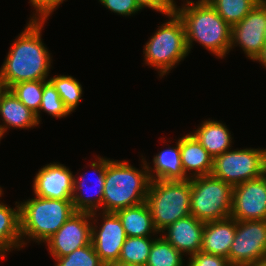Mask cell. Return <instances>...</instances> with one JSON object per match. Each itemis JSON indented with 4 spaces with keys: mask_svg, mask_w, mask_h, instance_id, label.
Masks as SVG:
<instances>
[{
    "mask_svg": "<svg viewBox=\"0 0 266 266\" xmlns=\"http://www.w3.org/2000/svg\"><path fill=\"white\" fill-rule=\"evenodd\" d=\"M44 22L29 20L12 43L0 68L7 89L22 81L49 80L53 60L41 38Z\"/></svg>",
    "mask_w": 266,
    "mask_h": 266,
    "instance_id": "cell-1",
    "label": "cell"
},
{
    "mask_svg": "<svg viewBox=\"0 0 266 266\" xmlns=\"http://www.w3.org/2000/svg\"><path fill=\"white\" fill-rule=\"evenodd\" d=\"M175 13L184 24L189 53L195 41L218 59L227 56L232 27L207 0H186L181 6H176Z\"/></svg>",
    "mask_w": 266,
    "mask_h": 266,
    "instance_id": "cell-2",
    "label": "cell"
},
{
    "mask_svg": "<svg viewBox=\"0 0 266 266\" xmlns=\"http://www.w3.org/2000/svg\"><path fill=\"white\" fill-rule=\"evenodd\" d=\"M142 170L128 161L111 159L106 165L102 212H116L146 201L151 178L142 156Z\"/></svg>",
    "mask_w": 266,
    "mask_h": 266,
    "instance_id": "cell-3",
    "label": "cell"
},
{
    "mask_svg": "<svg viewBox=\"0 0 266 266\" xmlns=\"http://www.w3.org/2000/svg\"><path fill=\"white\" fill-rule=\"evenodd\" d=\"M19 205L22 248L31 240L38 244L45 242L76 213L72 200L35 196Z\"/></svg>",
    "mask_w": 266,
    "mask_h": 266,
    "instance_id": "cell-4",
    "label": "cell"
},
{
    "mask_svg": "<svg viewBox=\"0 0 266 266\" xmlns=\"http://www.w3.org/2000/svg\"><path fill=\"white\" fill-rule=\"evenodd\" d=\"M167 18L169 20L157 28L143 49L144 64L157 69L159 77L170 73L189 54L182 20L176 13Z\"/></svg>",
    "mask_w": 266,
    "mask_h": 266,
    "instance_id": "cell-5",
    "label": "cell"
},
{
    "mask_svg": "<svg viewBox=\"0 0 266 266\" xmlns=\"http://www.w3.org/2000/svg\"><path fill=\"white\" fill-rule=\"evenodd\" d=\"M190 201L191 179L151 180L146 203L159 234L175 221L191 215Z\"/></svg>",
    "mask_w": 266,
    "mask_h": 266,
    "instance_id": "cell-6",
    "label": "cell"
},
{
    "mask_svg": "<svg viewBox=\"0 0 266 266\" xmlns=\"http://www.w3.org/2000/svg\"><path fill=\"white\" fill-rule=\"evenodd\" d=\"M233 187L212 174L191 178V215L204 223L230 217Z\"/></svg>",
    "mask_w": 266,
    "mask_h": 266,
    "instance_id": "cell-7",
    "label": "cell"
},
{
    "mask_svg": "<svg viewBox=\"0 0 266 266\" xmlns=\"http://www.w3.org/2000/svg\"><path fill=\"white\" fill-rule=\"evenodd\" d=\"M265 157L266 148L229 149L214 158L211 174L234 187L262 176Z\"/></svg>",
    "mask_w": 266,
    "mask_h": 266,
    "instance_id": "cell-8",
    "label": "cell"
},
{
    "mask_svg": "<svg viewBox=\"0 0 266 266\" xmlns=\"http://www.w3.org/2000/svg\"><path fill=\"white\" fill-rule=\"evenodd\" d=\"M228 261L247 266L266 260V220L237 221Z\"/></svg>",
    "mask_w": 266,
    "mask_h": 266,
    "instance_id": "cell-9",
    "label": "cell"
},
{
    "mask_svg": "<svg viewBox=\"0 0 266 266\" xmlns=\"http://www.w3.org/2000/svg\"><path fill=\"white\" fill-rule=\"evenodd\" d=\"M99 216L103 218V222L98 227L97 221L99 220L97 217ZM91 218L93 220L91 243L99 259L104 265L118 261L122 246L127 238L118 215L114 212L101 211L100 213L98 211L97 213L96 211L91 213Z\"/></svg>",
    "mask_w": 266,
    "mask_h": 266,
    "instance_id": "cell-10",
    "label": "cell"
},
{
    "mask_svg": "<svg viewBox=\"0 0 266 266\" xmlns=\"http://www.w3.org/2000/svg\"><path fill=\"white\" fill-rule=\"evenodd\" d=\"M265 29L266 0H262L239 23L232 26L230 50L239 46L246 57L255 62L266 45Z\"/></svg>",
    "mask_w": 266,
    "mask_h": 266,
    "instance_id": "cell-11",
    "label": "cell"
},
{
    "mask_svg": "<svg viewBox=\"0 0 266 266\" xmlns=\"http://www.w3.org/2000/svg\"><path fill=\"white\" fill-rule=\"evenodd\" d=\"M91 235V213L76 212L44 244L53 258L64 257L75 249L90 244Z\"/></svg>",
    "mask_w": 266,
    "mask_h": 266,
    "instance_id": "cell-12",
    "label": "cell"
},
{
    "mask_svg": "<svg viewBox=\"0 0 266 266\" xmlns=\"http://www.w3.org/2000/svg\"><path fill=\"white\" fill-rule=\"evenodd\" d=\"M230 217L237 221L266 220V180L263 176L233 187Z\"/></svg>",
    "mask_w": 266,
    "mask_h": 266,
    "instance_id": "cell-13",
    "label": "cell"
},
{
    "mask_svg": "<svg viewBox=\"0 0 266 266\" xmlns=\"http://www.w3.org/2000/svg\"><path fill=\"white\" fill-rule=\"evenodd\" d=\"M109 160L110 158H103L98 155L95 161H92L89 165L94 170V174L96 173L95 175H97L94 183L92 181L88 182L86 179L87 173H82L79 177L74 175L71 200L76 212L93 213L102 210L106 165ZM92 184H95L96 190L94 191L91 189ZM91 192L94 193L92 194Z\"/></svg>",
    "mask_w": 266,
    "mask_h": 266,
    "instance_id": "cell-14",
    "label": "cell"
},
{
    "mask_svg": "<svg viewBox=\"0 0 266 266\" xmlns=\"http://www.w3.org/2000/svg\"><path fill=\"white\" fill-rule=\"evenodd\" d=\"M33 192L41 198L71 200L74 175L59 162L46 164L33 178Z\"/></svg>",
    "mask_w": 266,
    "mask_h": 266,
    "instance_id": "cell-15",
    "label": "cell"
},
{
    "mask_svg": "<svg viewBox=\"0 0 266 266\" xmlns=\"http://www.w3.org/2000/svg\"><path fill=\"white\" fill-rule=\"evenodd\" d=\"M204 226V222L189 215L167 226L160 235L182 255L192 256L201 251Z\"/></svg>",
    "mask_w": 266,
    "mask_h": 266,
    "instance_id": "cell-16",
    "label": "cell"
},
{
    "mask_svg": "<svg viewBox=\"0 0 266 266\" xmlns=\"http://www.w3.org/2000/svg\"><path fill=\"white\" fill-rule=\"evenodd\" d=\"M181 165L188 179L212 173L214 158L191 134L180 138Z\"/></svg>",
    "mask_w": 266,
    "mask_h": 266,
    "instance_id": "cell-17",
    "label": "cell"
},
{
    "mask_svg": "<svg viewBox=\"0 0 266 266\" xmlns=\"http://www.w3.org/2000/svg\"><path fill=\"white\" fill-rule=\"evenodd\" d=\"M0 140L8 128L29 129L39 125L36 115L27 108L9 89L0 97Z\"/></svg>",
    "mask_w": 266,
    "mask_h": 266,
    "instance_id": "cell-18",
    "label": "cell"
},
{
    "mask_svg": "<svg viewBox=\"0 0 266 266\" xmlns=\"http://www.w3.org/2000/svg\"><path fill=\"white\" fill-rule=\"evenodd\" d=\"M235 233L236 220L231 217L206 222L202 233L201 251L228 258Z\"/></svg>",
    "mask_w": 266,
    "mask_h": 266,
    "instance_id": "cell-19",
    "label": "cell"
},
{
    "mask_svg": "<svg viewBox=\"0 0 266 266\" xmlns=\"http://www.w3.org/2000/svg\"><path fill=\"white\" fill-rule=\"evenodd\" d=\"M191 134L213 158L232 149L233 138H231V131L222 121L206 119Z\"/></svg>",
    "mask_w": 266,
    "mask_h": 266,
    "instance_id": "cell-20",
    "label": "cell"
},
{
    "mask_svg": "<svg viewBox=\"0 0 266 266\" xmlns=\"http://www.w3.org/2000/svg\"><path fill=\"white\" fill-rule=\"evenodd\" d=\"M0 190V197L3 195ZM20 202H15V208L0 201V258H5L7 253L22 248L20 233ZM10 250V251H9Z\"/></svg>",
    "mask_w": 266,
    "mask_h": 266,
    "instance_id": "cell-21",
    "label": "cell"
},
{
    "mask_svg": "<svg viewBox=\"0 0 266 266\" xmlns=\"http://www.w3.org/2000/svg\"><path fill=\"white\" fill-rule=\"evenodd\" d=\"M115 213L121 220L127 237H153L156 234L159 235V232L154 227L152 214L146 201L120 209Z\"/></svg>",
    "mask_w": 266,
    "mask_h": 266,
    "instance_id": "cell-22",
    "label": "cell"
},
{
    "mask_svg": "<svg viewBox=\"0 0 266 266\" xmlns=\"http://www.w3.org/2000/svg\"><path fill=\"white\" fill-rule=\"evenodd\" d=\"M153 167L147 168L151 180H187L181 165L180 138L176 146L161 150L153 158Z\"/></svg>",
    "mask_w": 266,
    "mask_h": 266,
    "instance_id": "cell-23",
    "label": "cell"
},
{
    "mask_svg": "<svg viewBox=\"0 0 266 266\" xmlns=\"http://www.w3.org/2000/svg\"><path fill=\"white\" fill-rule=\"evenodd\" d=\"M232 27L239 23L262 0H207Z\"/></svg>",
    "mask_w": 266,
    "mask_h": 266,
    "instance_id": "cell-24",
    "label": "cell"
},
{
    "mask_svg": "<svg viewBox=\"0 0 266 266\" xmlns=\"http://www.w3.org/2000/svg\"><path fill=\"white\" fill-rule=\"evenodd\" d=\"M151 246L146 266H185L183 255L161 235Z\"/></svg>",
    "mask_w": 266,
    "mask_h": 266,
    "instance_id": "cell-25",
    "label": "cell"
},
{
    "mask_svg": "<svg viewBox=\"0 0 266 266\" xmlns=\"http://www.w3.org/2000/svg\"><path fill=\"white\" fill-rule=\"evenodd\" d=\"M155 239V237H127L118 261L146 266L148 255Z\"/></svg>",
    "mask_w": 266,
    "mask_h": 266,
    "instance_id": "cell-26",
    "label": "cell"
},
{
    "mask_svg": "<svg viewBox=\"0 0 266 266\" xmlns=\"http://www.w3.org/2000/svg\"><path fill=\"white\" fill-rule=\"evenodd\" d=\"M49 81L53 84L64 105L70 112L78 107L83 94V88L79 80L71 75H55Z\"/></svg>",
    "mask_w": 266,
    "mask_h": 266,
    "instance_id": "cell-27",
    "label": "cell"
},
{
    "mask_svg": "<svg viewBox=\"0 0 266 266\" xmlns=\"http://www.w3.org/2000/svg\"><path fill=\"white\" fill-rule=\"evenodd\" d=\"M42 110L55 118H64L71 114L49 80H43L42 101L39 111L35 114L39 124L41 122L40 113Z\"/></svg>",
    "mask_w": 266,
    "mask_h": 266,
    "instance_id": "cell-28",
    "label": "cell"
},
{
    "mask_svg": "<svg viewBox=\"0 0 266 266\" xmlns=\"http://www.w3.org/2000/svg\"><path fill=\"white\" fill-rule=\"evenodd\" d=\"M9 90L35 114L39 111L43 94V80L22 81L12 85Z\"/></svg>",
    "mask_w": 266,
    "mask_h": 266,
    "instance_id": "cell-29",
    "label": "cell"
},
{
    "mask_svg": "<svg viewBox=\"0 0 266 266\" xmlns=\"http://www.w3.org/2000/svg\"><path fill=\"white\" fill-rule=\"evenodd\" d=\"M54 260L55 266H105L96 254L92 243Z\"/></svg>",
    "mask_w": 266,
    "mask_h": 266,
    "instance_id": "cell-30",
    "label": "cell"
},
{
    "mask_svg": "<svg viewBox=\"0 0 266 266\" xmlns=\"http://www.w3.org/2000/svg\"><path fill=\"white\" fill-rule=\"evenodd\" d=\"M66 0H29V3L34 7L33 16L30 20L47 21L49 16Z\"/></svg>",
    "mask_w": 266,
    "mask_h": 266,
    "instance_id": "cell-31",
    "label": "cell"
},
{
    "mask_svg": "<svg viewBox=\"0 0 266 266\" xmlns=\"http://www.w3.org/2000/svg\"><path fill=\"white\" fill-rule=\"evenodd\" d=\"M111 12L122 16H131L140 11L135 0H99Z\"/></svg>",
    "mask_w": 266,
    "mask_h": 266,
    "instance_id": "cell-32",
    "label": "cell"
},
{
    "mask_svg": "<svg viewBox=\"0 0 266 266\" xmlns=\"http://www.w3.org/2000/svg\"><path fill=\"white\" fill-rule=\"evenodd\" d=\"M186 266H231L228 259L199 251L188 258Z\"/></svg>",
    "mask_w": 266,
    "mask_h": 266,
    "instance_id": "cell-33",
    "label": "cell"
},
{
    "mask_svg": "<svg viewBox=\"0 0 266 266\" xmlns=\"http://www.w3.org/2000/svg\"><path fill=\"white\" fill-rule=\"evenodd\" d=\"M140 9L150 8L166 17L175 13L176 2L174 0H135Z\"/></svg>",
    "mask_w": 266,
    "mask_h": 266,
    "instance_id": "cell-34",
    "label": "cell"
},
{
    "mask_svg": "<svg viewBox=\"0 0 266 266\" xmlns=\"http://www.w3.org/2000/svg\"><path fill=\"white\" fill-rule=\"evenodd\" d=\"M255 61L259 62V64L266 68V45L263 47L261 54Z\"/></svg>",
    "mask_w": 266,
    "mask_h": 266,
    "instance_id": "cell-35",
    "label": "cell"
},
{
    "mask_svg": "<svg viewBox=\"0 0 266 266\" xmlns=\"http://www.w3.org/2000/svg\"><path fill=\"white\" fill-rule=\"evenodd\" d=\"M105 266H140V265L128 264V263H123L120 261H115V262H111L109 264H106Z\"/></svg>",
    "mask_w": 266,
    "mask_h": 266,
    "instance_id": "cell-36",
    "label": "cell"
},
{
    "mask_svg": "<svg viewBox=\"0 0 266 266\" xmlns=\"http://www.w3.org/2000/svg\"><path fill=\"white\" fill-rule=\"evenodd\" d=\"M6 90H7V88L4 84L3 78H2L1 73H0V97Z\"/></svg>",
    "mask_w": 266,
    "mask_h": 266,
    "instance_id": "cell-37",
    "label": "cell"
},
{
    "mask_svg": "<svg viewBox=\"0 0 266 266\" xmlns=\"http://www.w3.org/2000/svg\"><path fill=\"white\" fill-rule=\"evenodd\" d=\"M247 266H266V260L262 262H257L255 264L247 265Z\"/></svg>",
    "mask_w": 266,
    "mask_h": 266,
    "instance_id": "cell-38",
    "label": "cell"
},
{
    "mask_svg": "<svg viewBox=\"0 0 266 266\" xmlns=\"http://www.w3.org/2000/svg\"><path fill=\"white\" fill-rule=\"evenodd\" d=\"M262 176L265 178L266 180V157H265V160H264V164H263V172H262Z\"/></svg>",
    "mask_w": 266,
    "mask_h": 266,
    "instance_id": "cell-39",
    "label": "cell"
},
{
    "mask_svg": "<svg viewBox=\"0 0 266 266\" xmlns=\"http://www.w3.org/2000/svg\"><path fill=\"white\" fill-rule=\"evenodd\" d=\"M264 32H265V33H264V40H265V43H266V29H265Z\"/></svg>",
    "mask_w": 266,
    "mask_h": 266,
    "instance_id": "cell-40",
    "label": "cell"
}]
</instances>
